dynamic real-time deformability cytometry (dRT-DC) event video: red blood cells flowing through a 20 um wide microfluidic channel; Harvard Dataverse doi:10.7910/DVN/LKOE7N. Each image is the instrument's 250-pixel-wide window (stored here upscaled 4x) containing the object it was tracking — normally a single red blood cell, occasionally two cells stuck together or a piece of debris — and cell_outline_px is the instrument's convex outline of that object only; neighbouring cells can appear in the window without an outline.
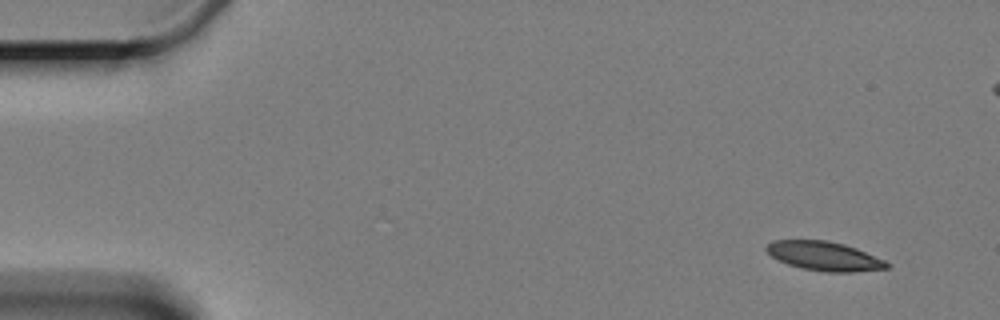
{"species": "Egyptian fruit bat (a non-hibernating species)", "species_latin": "Rousettus aegyptiacus", "temperature_condition": "cold", "stored_images_in_passage": 5, "camera_frame_rate_fps": 3000, "um_per_image_px": 0.085, "animal": {"sex": "female"}, "frame": {"image": 1, "passage_image": 1, "time_ms": 0.0, "image_size_px": [1000, 320], "cell_outline_px": [[892, 264], [888, 268], [852, 272], [828, 272], [804, 268], [788, 264], [772, 256], [764, 248], [772, 240], [824, 240], [844, 244], [856, 248], [884, 260]], "centroid_in_image_um": [70.08, 21.76], "position_along_channel_um": 14.9, "area_um2": 20.17}}